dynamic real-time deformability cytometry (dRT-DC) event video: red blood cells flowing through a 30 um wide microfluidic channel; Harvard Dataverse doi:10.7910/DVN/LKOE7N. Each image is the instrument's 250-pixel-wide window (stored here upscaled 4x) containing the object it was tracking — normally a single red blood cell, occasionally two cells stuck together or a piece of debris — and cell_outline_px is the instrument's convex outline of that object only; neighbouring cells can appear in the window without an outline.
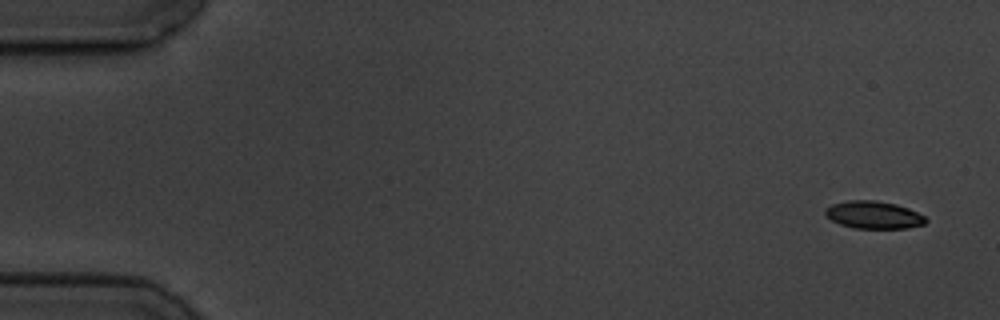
{"species": "common noctule bat (a hibernating species)", "species_latin": "Nyctalus noctula", "temperature_condition": "cold", "stored_images_in_passage": 5, "camera_frame_rate_fps": 3000, "um_per_image_px": 0.085, "animal": {"sex": "male", "body_mass_g": 19.5, "forearm_length_mm": 54.6}, "frame": {"image": 1, "passage_image": 1, "time_ms": 0.0, "image_size_px": [1000, 320], "cell_outline_px": [[928, 220], [924, 224], [908, 228], [852, 228], [840, 224], [832, 220], [824, 212], [824, 208], [832, 204], [848, 200], [876, 200], [896, 204], [908, 208], [924, 216]], "centroid_in_image_um": [74.25, 18.26], "position_along_channel_um": 10.8, "area_um2": 16.13}}